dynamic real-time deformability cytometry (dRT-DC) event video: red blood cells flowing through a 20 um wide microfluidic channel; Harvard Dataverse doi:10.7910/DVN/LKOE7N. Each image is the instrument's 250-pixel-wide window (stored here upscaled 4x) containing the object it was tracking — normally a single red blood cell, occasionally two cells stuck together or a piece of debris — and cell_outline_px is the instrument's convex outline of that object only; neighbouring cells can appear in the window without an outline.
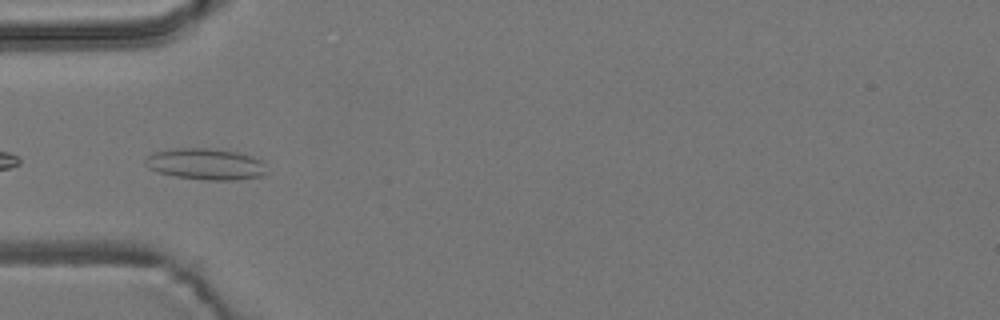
{"species": "common noctule bat (a hibernating species)", "species_latin": "Nyctalus noctula", "temperature_condition": "room temperature", "stored_images_in_passage": 9, "camera_frame_rate_fps": 3000, "um_per_image_px": 0.085, "animal": {"sex": "male", "body_mass_g": 19.2, "forearm_length_mm": 51.8}, "frame": {"image": 1, "passage_image": 2, "time_ms": 0.333, "image_size_px": [1000, 320], "cell_outline_px": [[264, 172], [260, 176], [236, 180], [208, 180], [176, 176], [160, 172], [148, 168], [144, 164], [144, 160], [152, 152], [176, 148], [208, 148], [236, 152], [252, 156], [260, 160], [264, 164]], "centroid_in_image_um": [17.43, 13.94], "position_along_channel_um": 67.6, "area_um2": 21.91}}